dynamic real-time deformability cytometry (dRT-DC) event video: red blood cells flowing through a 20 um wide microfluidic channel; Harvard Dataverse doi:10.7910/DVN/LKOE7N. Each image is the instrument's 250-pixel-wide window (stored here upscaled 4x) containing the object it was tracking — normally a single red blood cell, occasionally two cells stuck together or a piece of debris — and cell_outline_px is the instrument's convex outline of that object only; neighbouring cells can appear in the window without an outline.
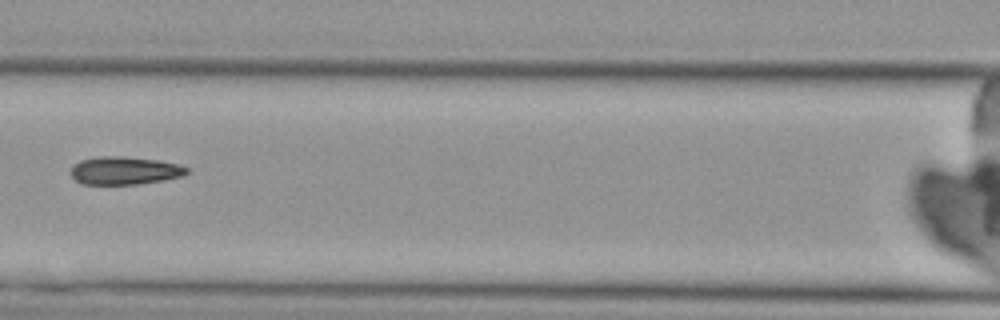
{"species": "Egyptian fruit bat (a non-hibernating species)", "species_latin": "Rousettus aegyptiacus", "temperature_condition": "cold", "stored_images_in_passage": 4, "camera_frame_rate_fps": 3000, "um_per_image_px": 0.085, "animal": {"sex": "female"}, "frame": {"image": 1, "passage_image": 4, "time_ms": 4.333, "image_size_px": [1000, 320], "cell_outline_px": [[188, 172], [184, 176], [164, 180], [136, 184], [80, 184], [68, 172], [80, 160], [100, 156], [124, 156], [156, 160], [180, 164], [188, 168]], "centroid_in_image_um": [10.6, 14.5], "position_along_channel_um": 156.0, "area_um2": 18.96}}